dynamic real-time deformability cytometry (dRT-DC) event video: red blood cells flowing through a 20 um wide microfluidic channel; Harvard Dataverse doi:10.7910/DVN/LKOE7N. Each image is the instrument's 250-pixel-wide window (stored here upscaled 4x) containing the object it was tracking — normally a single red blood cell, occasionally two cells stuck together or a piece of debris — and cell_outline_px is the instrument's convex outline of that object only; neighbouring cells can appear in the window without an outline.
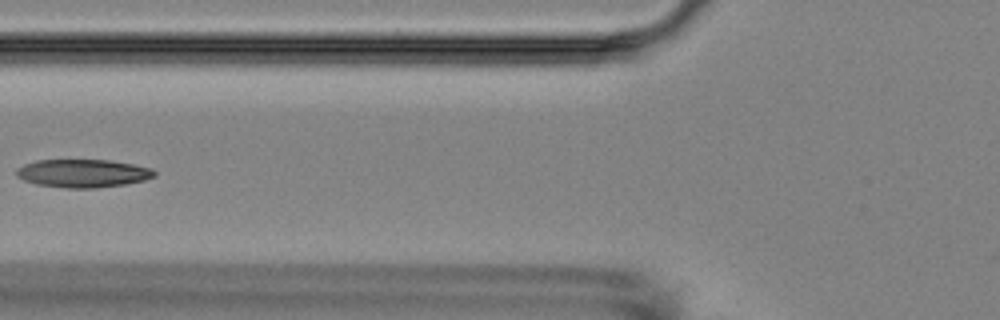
{"species": "Egyptian fruit bat (a non-hibernating species)", "species_latin": "Rousettus aegyptiacus", "temperature_condition": "room temperature", "stored_images_in_passage": 7, "camera_frame_rate_fps": 3000, "um_per_image_px": 0.085, "animal": {"sex": "female"}, "frame": {"image": 1, "passage_image": 7, "time_ms": 6.667, "image_size_px": [1000, 320], "cell_outline_px": [[156, 176], [144, 180], [124, 184], [96, 188], [68, 188], [36, 184], [24, 180], [16, 176], [16, 168], [24, 164], [36, 160], [108, 160], [132, 164], [152, 168], [156, 172]], "centroid_in_image_um": [7.03, 14.73], "position_along_channel_um": 118.8, "area_um2": 22.6}}